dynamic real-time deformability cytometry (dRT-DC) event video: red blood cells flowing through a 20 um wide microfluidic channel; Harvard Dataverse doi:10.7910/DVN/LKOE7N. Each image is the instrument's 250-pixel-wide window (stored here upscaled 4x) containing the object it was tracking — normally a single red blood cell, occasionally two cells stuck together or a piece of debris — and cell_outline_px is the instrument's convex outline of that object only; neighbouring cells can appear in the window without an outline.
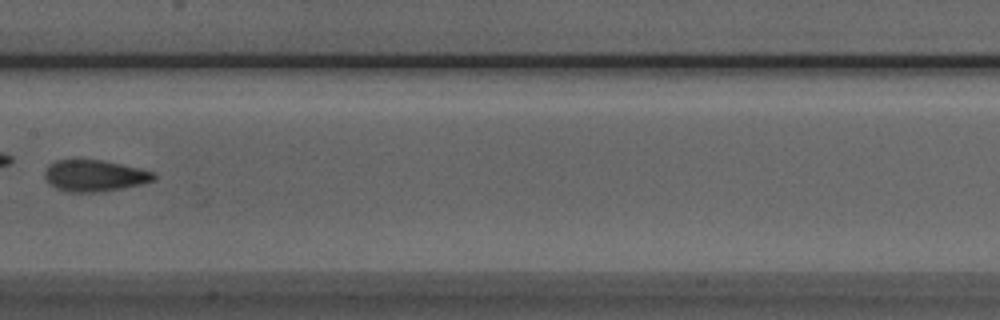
{"species": "Egyptian fruit bat (a non-hibernating species)", "species_latin": "Rousettus aegyptiacus", "temperature_condition": "room temperature", "stored_images_in_passage": 7, "camera_frame_rate_fps": 3000, "um_per_image_px": 0.085, "animal": {"sex": "male"}, "frame": {"image": 1, "passage_image": 7, "time_ms": 8.0, "image_size_px": [1000, 320], "cell_outline_px": [[156, 180], [124, 188], [100, 192], [68, 192], [56, 188], [48, 184], [44, 176], [44, 172], [48, 164], [56, 160], [100, 160], [120, 164], [156, 172]], "centroid_in_image_um": [8.02, 14.94], "position_along_channel_um": 199.4, "area_um2": 20.11}}